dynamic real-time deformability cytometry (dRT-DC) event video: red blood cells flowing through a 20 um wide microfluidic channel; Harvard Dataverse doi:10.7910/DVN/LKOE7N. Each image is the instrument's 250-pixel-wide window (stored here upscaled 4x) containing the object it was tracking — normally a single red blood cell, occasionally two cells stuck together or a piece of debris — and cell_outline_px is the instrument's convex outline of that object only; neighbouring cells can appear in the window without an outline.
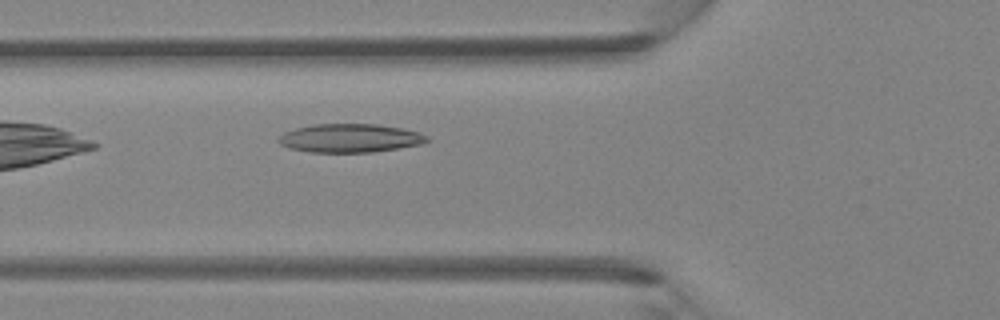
{"species": "Egyptian fruit bat (a non-hibernating species)", "species_latin": "Rousettus aegyptiacus", "temperature_condition": "room temperature", "stored_images_in_passage": 4, "camera_frame_rate_fps": 3000, "um_per_image_px": 0.085, "animal": {"sex": "female"}, "frame": {"image": 1, "passage_image": 4, "time_ms": 1.0, "image_size_px": [1000, 320], "cell_outline_px": [[428, 140], [420, 144], [400, 148], [372, 152], [312, 152], [288, 148], [280, 144], [276, 140], [276, 136], [284, 132], [296, 128], [312, 124], [376, 124], [404, 128], [420, 132], [428, 136]], "centroid_in_image_um": [29.72, 11.73], "position_along_channel_um": 96.1, "area_um2": 24.91}}